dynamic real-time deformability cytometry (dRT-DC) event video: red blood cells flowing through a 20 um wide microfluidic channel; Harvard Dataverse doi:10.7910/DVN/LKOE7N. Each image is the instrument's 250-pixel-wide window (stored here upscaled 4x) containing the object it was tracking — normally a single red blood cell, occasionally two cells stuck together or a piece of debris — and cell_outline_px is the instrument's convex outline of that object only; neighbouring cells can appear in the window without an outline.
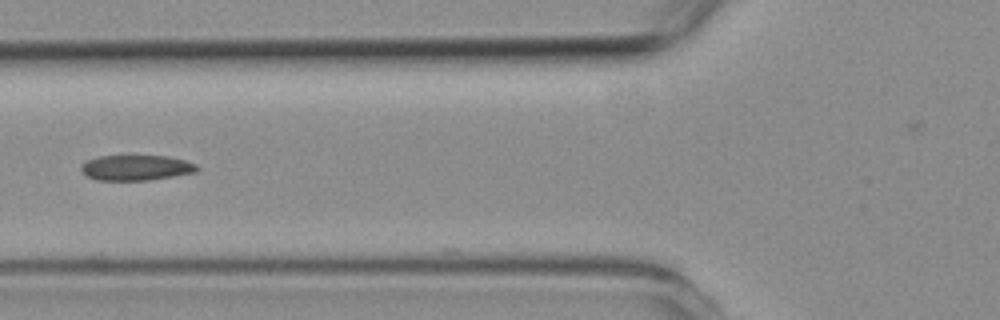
{"species": "common noctule bat (a hibernating species)", "species_latin": "Nyctalus noctula", "temperature_condition": "room temperature", "stored_images_in_passage": 4, "camera_frame_rate_fps": 3000, "um_per_image_px": 0.085, "animal": {"sex": "female", "body_mass_g": 19.3, "forearm_length_mm": 54.1}, "frame": {"image": 1, "passage_image": 4, "time_ms": 4.333, "image_size_px": [1000, 320], "cell_outline_px": [[200, 168], [196, 172], [148, 180], [96, 180], [88, 176], [80, 168], [88, 160], [100, 156], [168, 156], [184, 160], [196, 164]], "centroid_in_image_um": [11.61, 14.25], "position_along_channel_um": 114.2, "area_um2": 16.88}}